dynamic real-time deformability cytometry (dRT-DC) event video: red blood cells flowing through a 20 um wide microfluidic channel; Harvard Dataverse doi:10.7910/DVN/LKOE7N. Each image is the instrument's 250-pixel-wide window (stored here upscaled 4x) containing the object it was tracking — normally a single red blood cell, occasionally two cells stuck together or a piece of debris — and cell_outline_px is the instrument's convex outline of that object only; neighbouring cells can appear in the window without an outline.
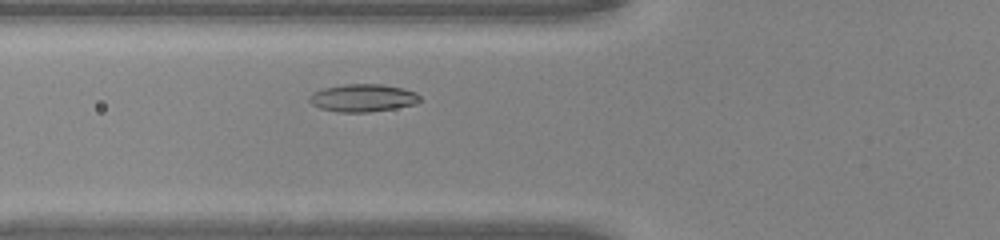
{"species": "common noctule bat (a hibernating species)", "species_latin": "Nyctalus noctula", "temperature_condition": "warm", "stored_images_in_passage": 34, "camera_frame_rate_fps": 3000, "um_per_image_px": 0.085, "animal": {"sex": "male", "body_mass_g": 20.0, "forearm_length_mm": 53.3}, "frame": {"image": 1, "passage_image": 8, "time_ms": 2.333, "image_size_px": [1000, 240], "cell_outline_px": [[420, 100], [416, 104], [396, 108], [368, 112], [340, 112], [320, 108], [312, 104], [308, 100], [308, 96], [312, 92], [320, 88], [344, 84], [384, 84], [404, 88], [416, 92], [420, 96]], "centroid_in_image_um": [30.83, 8.31], "position_along_channel_um": 95.0, "area_um2": 18.09}}
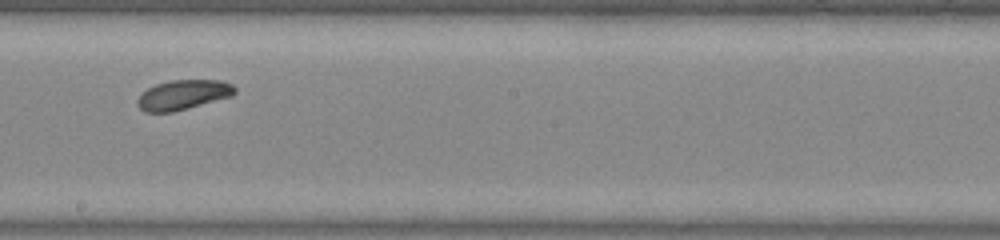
{"frame": {"image": 2, "passage_image": 18, "time_ms": 5.667, "image_size_px": [1000, 240], "cell_outline_px": [[236, 92], [232, 96], [188, 108], [172, 112], [144, 112], [136, 104], [136, 100], [148, 88], [156, 84], [168, 80], [220, 80], [232, 84], [236, 88]], "centroid_in_image_um": [15.57, 8.05], "position_along_channel_um": 232.6, "area_um2": 16.88}}
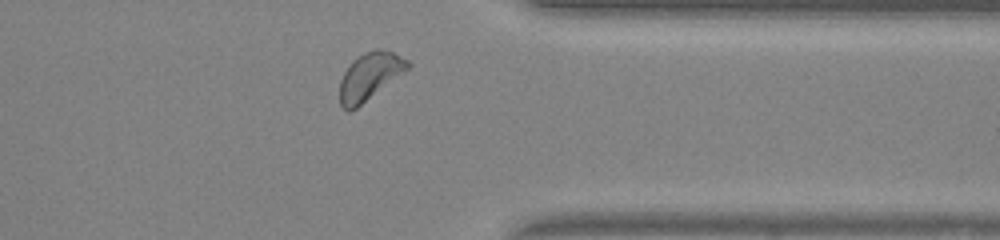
{"frame": {"image": 3, "passage_image": 29, "time_ms": 9.333, "image_size_px": [1000, 240], "cell_outline_px": [[412, 64], [408, 68], [352, 112], [348, 112], [340, 104], [340, 80], [348, 64], [352, 60], [364, 52], [376, 48], [392, 52], [408, 60]], "centroid_in_image_um": [31.39, 6.49], "position_along_channel_um": 380.0, "area_um2": 18.61}, "authors_computed_cell_mechanics": {"area_um2": 17.2822, "velocity_mm_per_s": 4.1429, "shape_relaxation_time_tau1_ms": 3.0506, "shape_relaxation_time_tau2_ms": null, "deformation_change_tau1": 0.0921, "deformation_change_tau2": null}}